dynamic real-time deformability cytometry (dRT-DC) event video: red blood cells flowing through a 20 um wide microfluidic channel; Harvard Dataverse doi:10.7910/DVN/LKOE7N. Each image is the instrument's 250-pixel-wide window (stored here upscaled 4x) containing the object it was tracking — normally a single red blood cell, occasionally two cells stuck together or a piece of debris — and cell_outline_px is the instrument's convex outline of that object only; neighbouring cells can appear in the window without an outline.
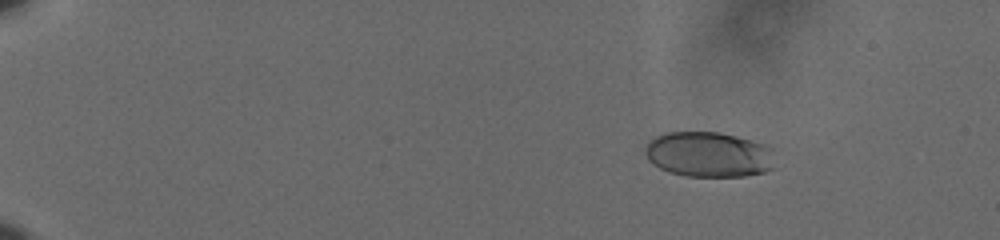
{"species": "human", "species_latin": "Homo sapiens", "temperature_condition": "cold", "stored_images_in_passage": 57, "camera_frame_rate_fps": 3000, "um_per_image_px": 0.085, "donor": {"sex": "male"}, "frame": {"image": 1, "passage_image": 7, "time_ms": 2.0, "image_size_px": [1000, 240], "cell_outline_px": [[772, 168], [764, 172], [744, 176], [684, 176], [668, 172], [652, 164], [648, 160], [644, 152], [644, 144], [656, 136], [664, 132], [720, 132], [752, 140], [764, 144], [772, 148]], "centroid_in_image_um": [60.18, 13.12], "position_along_channel_um": 24.8, "area_um2": 34.51}}
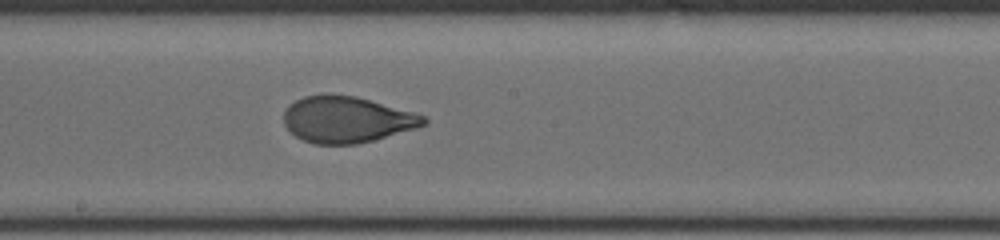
{"frame": {"image": 2, "passage_image": 34, "time_ms": 11.0, "image_size_px": [1000, 240], "cell_outline_px": [[428, 124], [416, 128], [372, 140], [356, 144], [312, 144], [296, 136], [284, 124], [284, 112], [288, 104], [304, 96], [356, 96], [412, 112], [424, 116], [428, 120]], "centroid_in_image_um": [29.47, 10.18], "position_along_channel_um": 218.7, "area_um2": 37.05}}
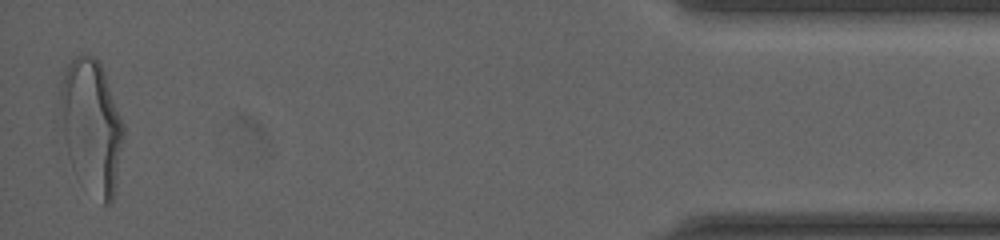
{"frame": {"image": 3, "passage_image": 57, "time_ms": 18.667, "image_size_px": [1000, 240], "cell_outline_px": [[124, 136], [116, 184], [112, 200], [108, 204], [104, 204], [72, 168], [68, 156], [64, 136], [60, 100], [60, 84], [68, 64], [76, 56], [84, 52], [100, 60], [124, 124]], "centroid_in_image_um": [7.8, 10.64], "position_along_channel_um": 427.4, "area_um2": 48.55}, "authors_computed_cell_mechanics": {"area_um2": 37.7434, "velocity_mm_per_s": 3.608, "shape_relaxation_time_tau1_ms": 4.3502, "shape_relaxation_time_tau2_ms": null, "deformation_change_tau1": 0.1859, "deformation_change_tau2": null}}